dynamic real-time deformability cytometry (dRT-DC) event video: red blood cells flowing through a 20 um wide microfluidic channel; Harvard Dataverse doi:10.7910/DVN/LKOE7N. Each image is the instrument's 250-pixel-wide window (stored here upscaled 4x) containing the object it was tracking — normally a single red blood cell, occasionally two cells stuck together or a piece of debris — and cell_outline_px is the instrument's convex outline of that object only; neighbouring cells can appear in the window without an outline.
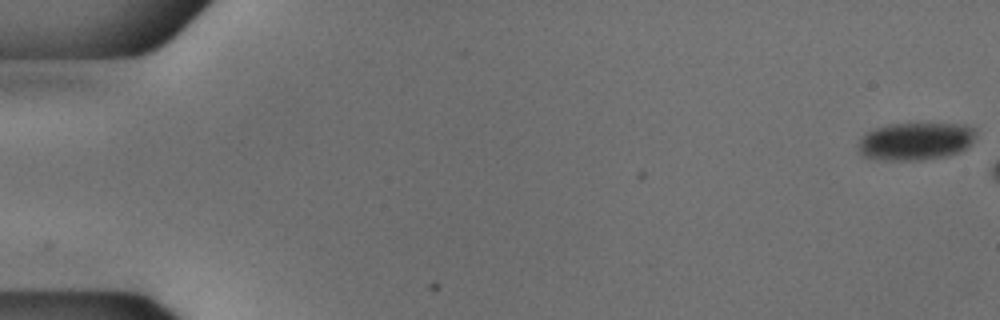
{"species": "common noctule bat (a hibernating species)", "species_latin": "Nyctalus noctula", "temperature_condition": "cold", "stored_images_in_passage": 8, "camera_frame_rate_fps": 3000, "um_per_image_px": 0.085, "animal": {"sex": "male", "body_mass_g": 18.8}, "frame": {"image": 1, "passage_image": 1, "time_ms": 0.0, "image_size_px": [1000, 320], "cell_outline_px": [[976, 136], [960, 152], [948, 156], [920, 160], [884, 160], [864, 156], [860, 152], [856, 144], [868, 132], [876, 128], [888, 124], [956, 124], [972, 128], [976, 132]], "centroid_in_image_um": [77.8, 12.02], "position_along_channel_um": 7.2, "area_um2": 25.49}}